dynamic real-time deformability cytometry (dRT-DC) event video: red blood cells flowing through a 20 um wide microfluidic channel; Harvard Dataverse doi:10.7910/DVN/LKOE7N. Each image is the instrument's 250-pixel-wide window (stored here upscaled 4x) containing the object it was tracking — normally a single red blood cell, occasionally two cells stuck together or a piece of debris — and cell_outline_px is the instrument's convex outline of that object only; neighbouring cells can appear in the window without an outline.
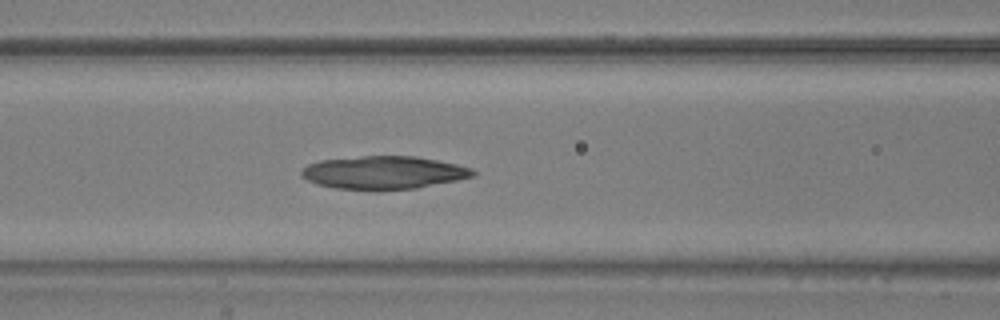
{"species": "common noctule bat (a hibernating species)", "species_latin": "Nyctalus noctula", "temperature_condition": "warm", "stored_images_in_passage": 45, "camera_frame_rate_fps": 3000, "um_per_image_px": 0.085, "animal": {"sex": "male", "body_mass_g": 20.5, "forearm_length_mm": 52.5}, "frame": {"image": 1, "passage_image": 15, "time_ms": 4.667, "image_size_px": [1000, 320], "cell_outline_px": [[476, 172], [472, 176], [456, 180], [416, 188], [376, 192], [336, 188], [316, 184], [300, 176], [300, 172], [308, 164], [320, 160], [360, 156], [416, 156], [456, 164], [472, 168]], "centroid_in_image_um": [32.56, 14.69], "position_along_channel_um": 134.0, "area_um2": 33.41}}
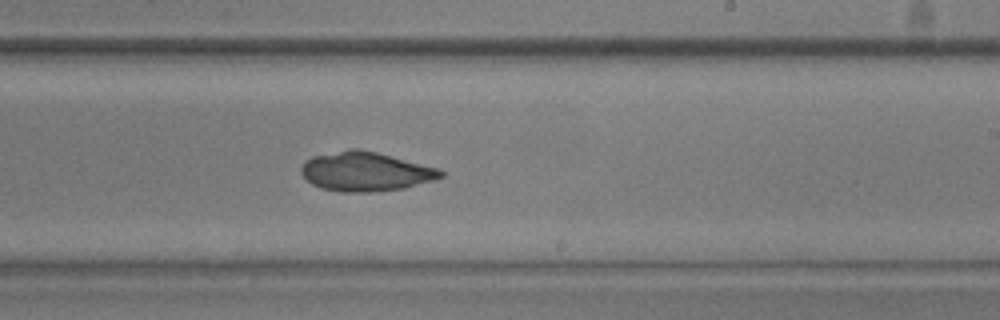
{"frame": {"image": 2, "passage_image": 25, "time_ms": 8.0, "image_size_px": [1000, 320], "cell_outline_px": [[444, 176], [432, 180], [404, 188], [372, 192], [340, 192], [320, 188], [312, 184], [300, 172], [300, 168], [304, 160], [312, 156], [348, 148], [360, 148], [440, 168], [444, 172]], "centroid_in_image_um": [31.04, 14.57], "position_along_channel_um": 258.0, "area_um2": 32.14}}
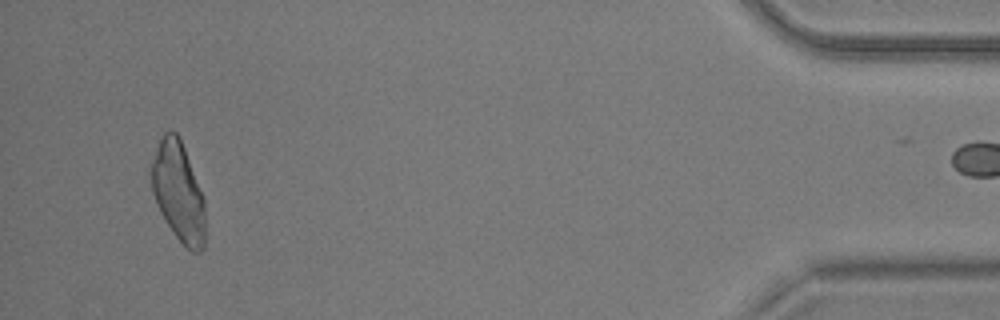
{"frame": {"image": 3, "passage_image": 44, "time_ms": 14.333, "image_size_px": [1000, 320], "cell_outline_px": [[204, 248], [200, 252], [192, 252], [176, 236], [160, 212], [156, 204], [152, 192], [148, 168], [148, 164], [160, 136], [168, 128], [176, 132], [180, 136], [204, 196]], "centroid_in_image_um": [15.11, 16.19], "position_along_channel_um": 420.1, "area_um2": 32.02}}